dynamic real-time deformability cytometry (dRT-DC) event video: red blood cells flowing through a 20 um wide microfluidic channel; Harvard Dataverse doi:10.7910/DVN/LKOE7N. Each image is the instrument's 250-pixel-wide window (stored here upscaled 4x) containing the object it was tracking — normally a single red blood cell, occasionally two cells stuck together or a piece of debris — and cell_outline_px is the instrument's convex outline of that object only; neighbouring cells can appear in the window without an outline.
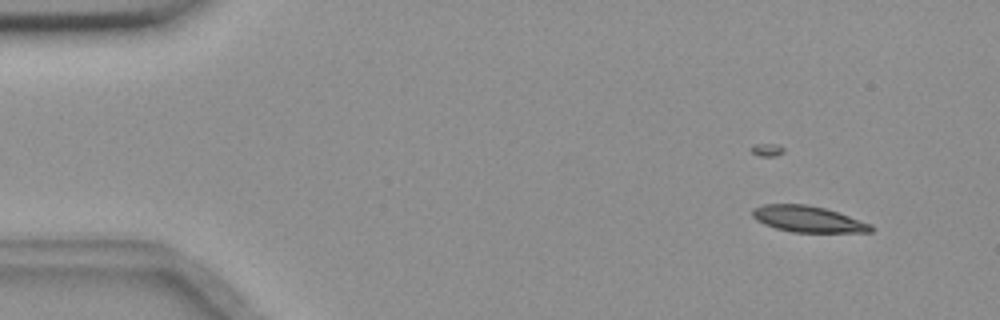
{"species": "common noctule bat (a hibernating species)", "species_latin": "Nyctalus noctula", "temperature_condition": "room temperature", "stored_images_in_passage": 8, "camera_frame_rate_fps": 3000, "um_per_image_px": 0.085, "animal": {"sex": "female", "body_mass_g": 18.4}, "frame": {"image": 1, "passage_image": 3, "time_ms": 0.667, "image_size_px": [1000, 320], "cell_outline_px": [[872, 232], [792, 232], [776, 228], [764, 224], [756, 220], [752, 216], [752, 208], [764, 204], [808, 204], [824, 208], [872, 224]], "centroid_in_image_um": [68.64, 18.62], "position_along_channel_um": 16.4, "area_um2": 17.98}}
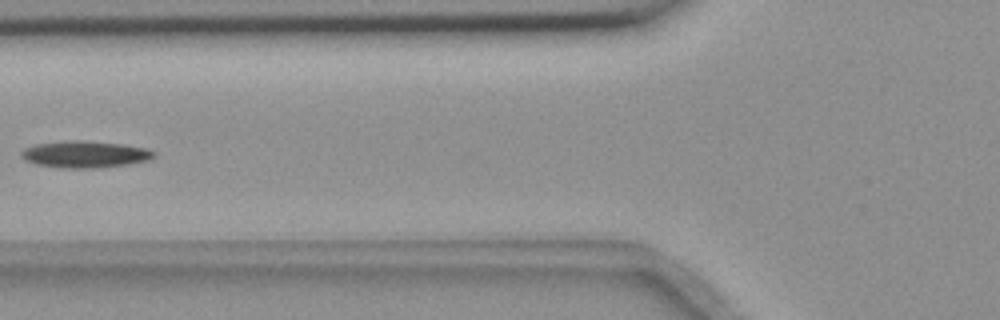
{"frame": {"image": 2, "passage_image": 7, "time_ms": 2.0, "image_size_px": [1000, 320], "cell_outline_px": [[156, 156], [152, 160], [128, 164], [96, 168], [60, 168], [36, 164], [24, 160], [20, 156], [20, 152], [24, 148], [36, 144], [64, 140], [84, 140], [124, 144], [148, 148], [156, 152]], "centroid_in_image_um": [7.25, 13.11], "position_along_channel_um": 118.6, "area_um2": 21.15}}
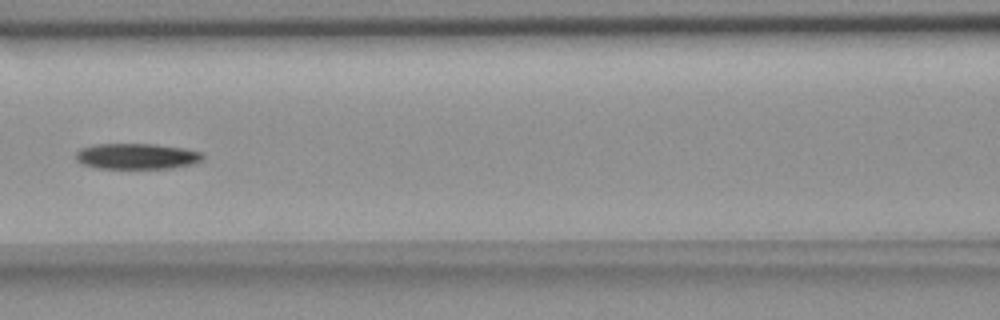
{"frame": {"image": 3, "passage_image": 8, "time_ms": 2.333, "image_size_px": [1000, 320], "cell_outline_px": [[204, 160], [192, 164], [172, 168], [96, 168], [84, 164], [76, 160], [76, 152], [80, 148], [96, 144], [156, 144], [184, 148], [204, 152]], "centroid_in_image_um": [11.67, 13.28], "position_along_channel_um": 154.9, "area_um2": 19.19}}